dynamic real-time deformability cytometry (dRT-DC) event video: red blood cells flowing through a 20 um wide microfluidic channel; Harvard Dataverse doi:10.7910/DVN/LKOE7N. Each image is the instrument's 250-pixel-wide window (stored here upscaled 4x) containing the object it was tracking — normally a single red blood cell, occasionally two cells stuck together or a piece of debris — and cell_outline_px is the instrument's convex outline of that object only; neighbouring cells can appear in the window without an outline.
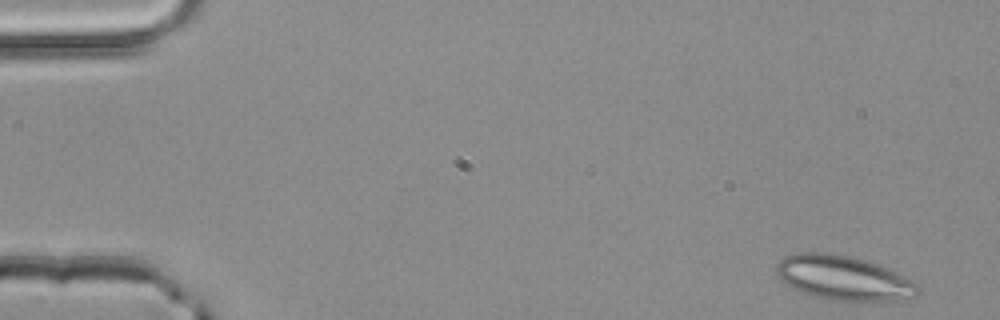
{"species": "common noctule bat (a hibernating species)", "species_latin": "Nyctalus noctula", "temperature_condition": "room temperature", "stored_images_in_passage": 50, "segment_of_instrument_passage": [1, 2], "camera_frame_rate_fps": 3000, "um_per_image_px": 0.085, "animal": {"sex": "male", "body_mass_g": 20.4}, "frame": {"image": 1, "passage_image": 1, "time_ms": 0.0, "image_size_px": [1000, 320], "cell_outline_px": [[920, 292], [916, 296], [908, 300], [828, 300], [792, 288], [776, 276], [776, 264], [784, 256], [796, 252], [824, 252], [872, 260], [912, 280], [920, 288]], "centroid_in_image_um": [71.71, 23.6], "position_along_channel_um": 13.3, "area_um2": 36.93}}